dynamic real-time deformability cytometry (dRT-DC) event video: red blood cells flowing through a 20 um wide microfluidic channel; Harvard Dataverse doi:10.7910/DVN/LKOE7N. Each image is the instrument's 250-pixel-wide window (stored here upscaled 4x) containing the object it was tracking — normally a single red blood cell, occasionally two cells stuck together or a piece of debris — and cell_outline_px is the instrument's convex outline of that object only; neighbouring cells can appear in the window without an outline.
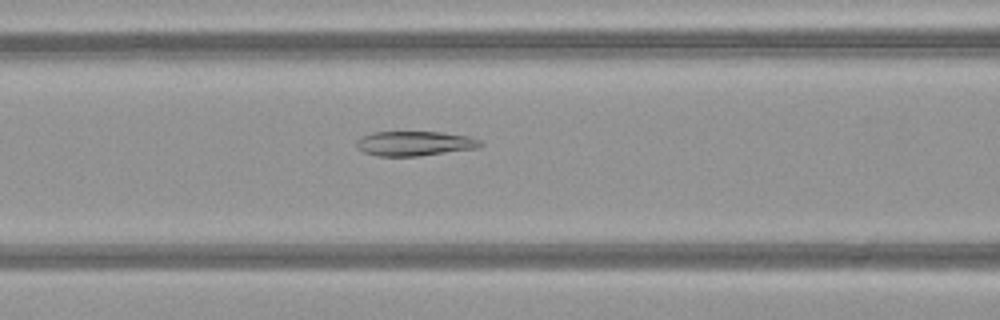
{"species": "common noctule bat (a hibernating species)", "species_latin": "Nyctalus noctula", "temperature_condition": "warm", "stored_images_in_passage": 27, "camera_frame_rate_fps": 3000, "um_per_image_px": 0.085, "animal": {"sex": "female", "body_mass_g": 21.9}, "frame": {"image": 1, "passage_image": 5, "time_ms": 1.333, "image_size_px": [1000, 320], "cell_outline_px": [[484, 144], [476, 148], [420, 156], [376, 156], [364, 152], [356, 144], [356, 140], [360, 136], [372, 132], [440, 132], [468, 136], [480, 140]], "centroid_in_image_um": [35.22, 12.19], "position_along_channel_um": 131.4, "area_um2": 17.8}}
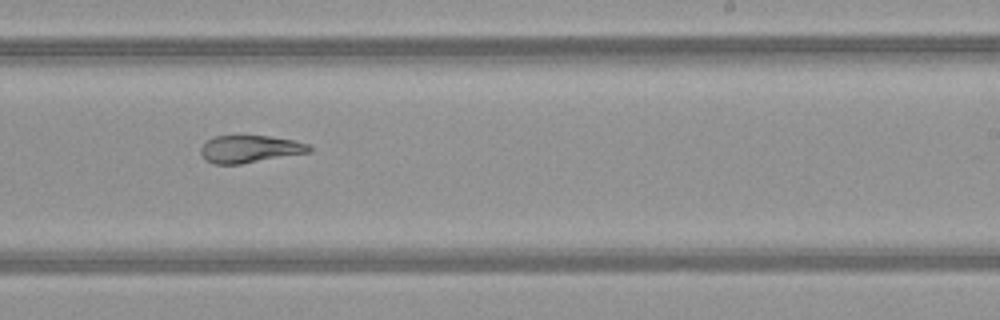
{"frame": {"image": 2, "passage_image": 15, "time_ms": 4.667, "image_size_px": [1000, 320], "cell_outline_px": [[312, 152], [240, 164], [212, 164], [204, 160], [200, 152], [200, 148], [212, 136], [268, 136], [296, 140], [308, 144], [312, 148]], "centroid_in_image_um": [21.24, 12.67], "position_along_channel_um": 267.8, "area_um2": 17.46}}
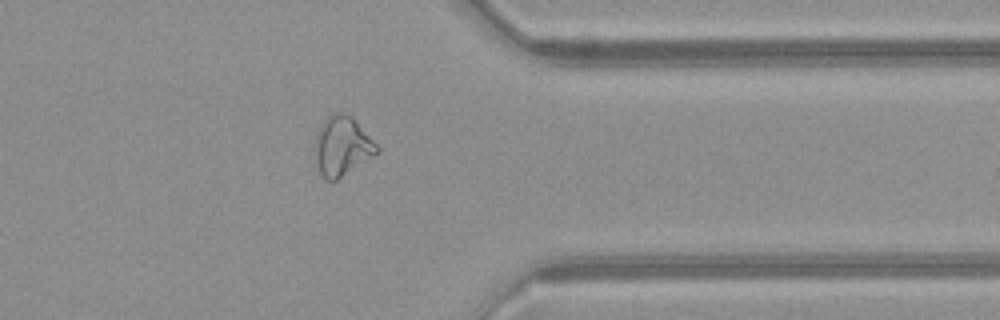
{"frame": {"image": 3, "passage_image": 24, "time_ms": 7.667, "image_size_px": [1000, 320], "cell_outline_px": [[380, 152], [336, 180], [328, 180], [320, 172], [312, 152], [312, 144], [324, 120], [332, 112], [344, 112], [352, 116], [356, 120], [380, 148]], "centroid_in_image_um": [29.06, 12.39], "position_along_channel_um": 382.3, "area_um2": 21.62}}